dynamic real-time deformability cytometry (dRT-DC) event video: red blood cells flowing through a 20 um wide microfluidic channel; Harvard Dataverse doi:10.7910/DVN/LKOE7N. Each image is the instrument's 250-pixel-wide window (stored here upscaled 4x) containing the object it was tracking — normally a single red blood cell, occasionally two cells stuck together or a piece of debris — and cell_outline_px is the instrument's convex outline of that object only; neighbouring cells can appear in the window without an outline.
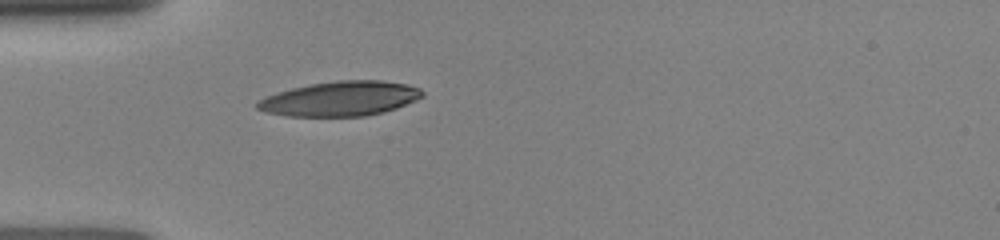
{"species": "human", "species_latin": "Homo sapiens", "temperature_condition": "room temperature", "stored_images_in_passage": 1, "camera_frame_rate_fps": 3000, "um_per_image_px": 0.085, "donor": {"sex": "female"}, "frame": {"image": 1, "passage_image": 1, "time_ms": 0.0, "image_size_px": [1000, 240], "cell_outline_px": [[424, 96], [416, 100], [396, 108], [384, 112], [364, 116], [288, 116], [264, 112], [256, 108], [256, 100], [264, 96], [276, 92], [308, 84], [336, 80], [380, 80], [408, 84], [420, 88], [424, 92]], "centroid_in_image_um": [28.9, 8.38], "position_along_channel_um": 56.1, "area_um2": 33.7}}